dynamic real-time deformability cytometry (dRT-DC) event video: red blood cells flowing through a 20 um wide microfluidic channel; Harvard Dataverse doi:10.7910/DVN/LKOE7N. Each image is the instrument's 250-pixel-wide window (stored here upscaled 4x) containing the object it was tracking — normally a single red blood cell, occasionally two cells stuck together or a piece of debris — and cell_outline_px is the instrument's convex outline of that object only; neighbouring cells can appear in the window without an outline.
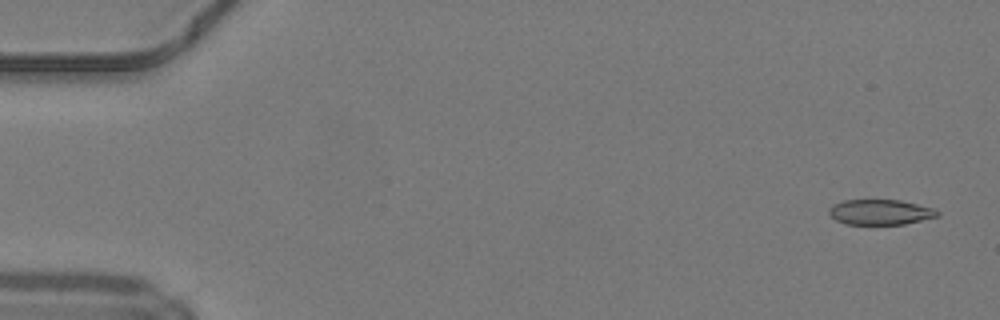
{"species": "common noctule bat (a hibernating species)", "species_latin": "Nyctalus noctula", "temperature_condition": "warm", "stored_images_in_passage": 49, "camera_frame_rate_fps": 3000, "um_per_image_px": 0.085, "animal": {"sex": "male", "body_mass_g": 19.2, "forearm_length_mm": 51.8}, "frame": {"image": 1, "passage_image": 2, "time_ms": 0.333, "image_size_px": [1000, 320], "cell_outline_px": [[940, 216], [904, 224], [844, 224], [836, 220], [828, 212], [828, 208], [832, 204], [844, 200], [900, 200], [936, 208], [940, 212]], "centroid_in_image_um": [74.85, 18.02], "position_along_channel_um": 10.2, "area_um2": 16.13}}
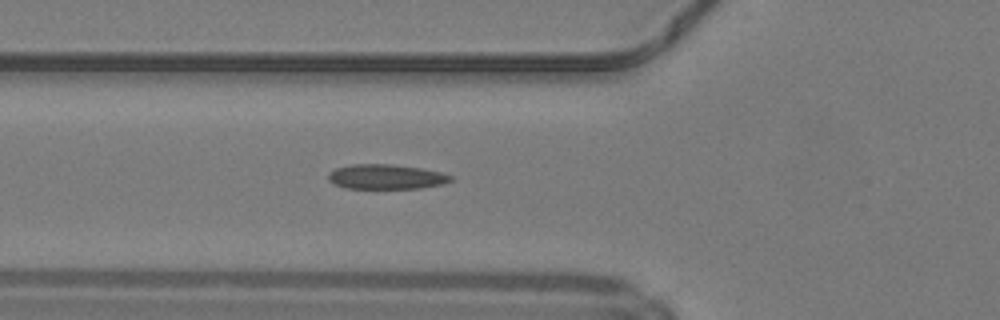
{"frame": {"image": 2, "passage_image": 18, "time_ms": 5.667, "image_size_px": [1000, 320], "cell_outline_px": [[452, 180], [444, 184], [420, 188], [348, 188], [336, 184], [328, 180], [328, 172], [336, 168], [352, 164], [392, 164], [420, 168], [440, 172], [452, 176]], "centroid_in_image_um": [32.82, 15.02], "position_along_channel_um": 93.0, "area_um2": 17.57}}
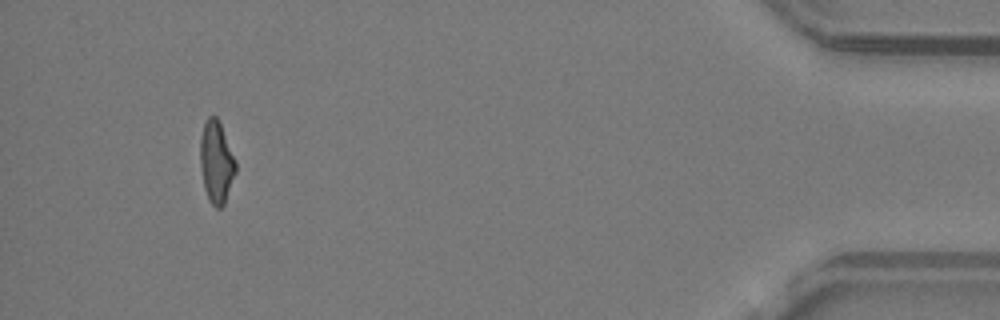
{"frame": {"image": 3, "passage_image": 46, "time_ms": 15.0, "image_size_px": [1000, 320], "cell_outline_px": [[236, 172], [224, 204], [220, 208], [216, 208], [208, 200], [204, 188], [200, 168], [200, 136], [204, 124], [208, 116], [216, 116], [220, 124], [236, 160]], "centroid_in_image_um": [18.38, 13.8], "position_along_channel_um": 416.8, "area_um2": 16.99}, "authors_computed_cell_mechanics": {"area_um2": 17.3978, "velocity_mm_per_s": 4.2221, "shape_relaxation_time_tau1_ms": null, "shape_relaxation_time_tau2_ms": 3.2248, "deformation_change_tau1": null, "deformation_change_tau2": 0.1292}}